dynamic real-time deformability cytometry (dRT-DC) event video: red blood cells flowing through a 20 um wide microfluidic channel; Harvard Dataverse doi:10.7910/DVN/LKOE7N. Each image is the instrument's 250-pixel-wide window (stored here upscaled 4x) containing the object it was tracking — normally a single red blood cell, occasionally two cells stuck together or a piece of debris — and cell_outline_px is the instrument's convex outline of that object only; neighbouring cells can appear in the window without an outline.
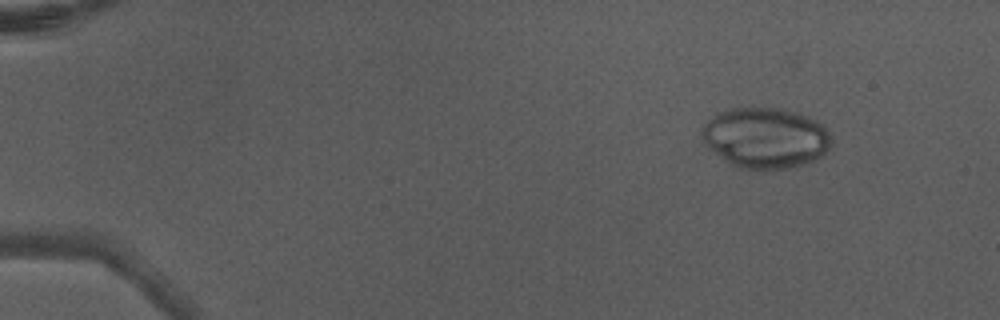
{"species": "Egyptian fruit bat (a non-hibernating species)", "species_latin": "Rousettus aegyptiacus", "temperature_condition": "warm", "stored_images_in_passage": 7, "camera_frame_rate_fps": 3000, "um_per_image_px": 0.085, "animal": {"sex": "male"}, "frame": {"image": 1, "passage_image": 2, "time_ms": 0.333, "image_size_px": [1000, 320], "cell_outline_px": [[832, 144], [820, 156], [804, 164], [792, 168], [764, 172], [760, 172], [740, 168], [728, 164], [700, 136], [700, 128], [716, 112], [732, 108], [780, 108], [796, 112], [808, 116], [816, 120], [828, 132]], "centroid_in_image_um": [65.04, 11.75], "position_along_channel_um": 20.0, "area_um2": 46.18}}
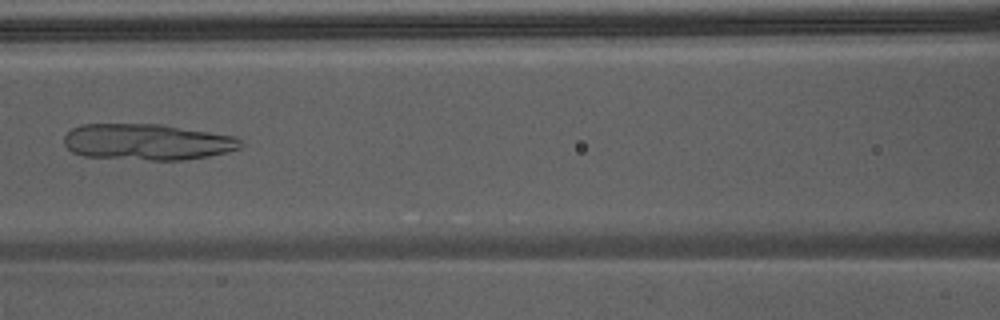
{"frame": {"image": 2, "passage_image": 7, "time_ms": 2.0, "image_size_px": [1000, 320], "cell_outline_px": [[244, 144], [240, 148], [208, 156], [184, 160], [148, 160], [84, 156], [72, 152], [64, 144], [64, 136], [72, 128], [80, 124], [160, 124], [236, 136], [244, 140]], "centroid_in_image_um": [12.53, 12.06], "position_along_channel_um": 154.1, "area_um2": 37.4}}